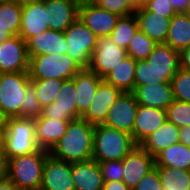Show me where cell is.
Segmentation results:
<instances>
[{"label": "cell", "instance_id": "obj_1", "mask_svg": "<svg viewBox=\"0 0 190 190\" xmlns=\"http://www.w3.org/2000/svg\"><path fill=\"white\" fill-rule=\"evenodd\" d=\"M94 127L83 118L70 121L66 132L49 153L68 163L92 159Z\"/></svg>", "mask_w": 190, "mask_h": 190}, {"label": "cell", "instance_id": "obj_2", "mask_svg": "<svg viewBox=\"0 0 190 190\" xmlns=\"http://www.w3.org/2000/svg\"><path fill=\"white\" fill-rule=\"evenodd\" d=\"M137 144L132 135L99 124L94 127V141L92 159L100 162L123 160Z\"/></svg>", "mask_w": 190, "mask_h": 190}, {"label": "cell", "instance_id": "obj_3", "mask_svg": "<svg viewBox=\"0 0 190 190\" xmlns=\"http://www.w3.org/2000/svg\"><path fill=\"white\" fill-rule=\"evenodd\" d=\"M49 151L15 156L8 159L7 178L20 190L32 189L42 184L43 166Z\"/></svg>", "mask_w": 190, "mask_h": 190}, {"label": "cell", "instance_id": "obj_4", "mask_svg": "<svg viewBox=\"0 0 190 190\" xmlns=\"http://www.w3.org/2000/svg\"><path fill=\"white\" fill-rule=\"evenodd\" d=\"M2 143L8 159L39 151L41 148L36 142L34 119L7 118Z\"/></svg>", "mask_w": 190, "mask_h": 190}, {"label": "cell", "instance_id": "obj_5", "mask_svg": "<svg viewBox=\"0 0 190 190\" xmlns=\"http://www.w3.org/2000/svg\"><path fill=\"white\" fill-rule=\"evenodd\" d=\"M82 67L68 54H42L29 56L30 79H72Z\"/></svg>", "mask_w": 190, "mask_h": 190}, {"label": "cell", "instance_id": "obj_6", "mask_svg": "<svg viewBox=\"0 0 190 190\" xmlns=\"http://www.w3.org/2000/svg\"><path fill=\"white\" fill-rule=\"evenodd\" d=\"M30 84L28 72L0 73V111L7 118H21V105Z\"/></svg>", "mask_w": 190, "mask_h": 190}, {"label": "cell", "instance_id": "obj_7", "mask_svg": "<svg viewBox=\"0 0 190 190\" xmlns=\"http://www.w3.org/2000/svg\"><path fill=\"white\" fill-rule=\"evenodd\" d=\"M68 54L82 68H88L96 48L97 36L79 19L65 31Z\"/></svg>", "mask_w": 190, "mask_h": 190}, {"label": "cell", "instance_id": "obj_8", "mask_svg": "<svg viewBox=\"0 0 190 190\" xmlns=\"http://www.w3.org/2000/svg\"><path fill=\"white\" fill-rule=\"evenodd\" d=\"M127 56L126 49L114 43L109 36L98 37L88 68L103 79Z\"/></svg>", "mask_w": 190, "mask_h": 190}, {"label": "cell", "instance_id": "obj_9", "mask_svg": "<svg viewBox=\"0 0 190 190\" xmlns=\"http://www.w3.org/2000/svg\"><path fill=\"white\" fill-rule=\"evenodd\" d=\"M78 18L97 36L105 37L112 33L119 15L101 9L90 0H81Z\"/></svg>", "mask_w": 190, "mask_h": 190}, {"label": "cell", "instance_id": "obj_10", "mask_svg": "<svg viewBox=\"0 0 190 190\" xmlns=\"http://www.w3.org/2000/svg\"><path fill=\"white\" fill-rule=\"evenodd\" d=\"M138 106L132 92H122L109 108L104 125L132 134Z\"/></svg>", "mask_w": 190, "mask_h": 190}, {"label": "cell", "instance_id": "obj_11", "mask_svg": "<svg viewBox=\"0 0 190 190\" xmlns=\"http://www.w3.org/2000/svg\"><path fill=\"white\" fill-rule=\"evenodd\" d=\"M29 56L26 41L19 35L0 44V73L28 72Z\"/></svg>", "mask_w": 190, "mask_h": 190}, {"label": "cell", "instance_id": "obj_12", "mask_svg": "<svg viewBox=\"0 0 190 190\" xmlns=\"http://www.w3.org/2000/svg\"><path fill=\"white\" fill-rule=\"evenodd\" d=\"M41 115L43 117L65 121H73L77 119L74 77L63 82L54 102L43 107Z\"/></svg>", "mask_w": 190, "mask_h": 190}, {"label": "cell", "instance_id": "obj_13", "mask_svg": "<svg viewBox=\"0 0 190 190\" xmlns=\"http://www.w3.org/2000/svg\"><path fill=\"white\" fill-rule=\"evenodd\" d=\"M47 21L48 12L45 8V0L23 1L19 36L27 41L30 37L49 30Z\"/></svg>", "mask_w": 190, "mask_h": 190}, {"label": "cell", "instance_id": "obj_14", "mask_svg": "<svg viewBox=\"0 0 190 190\" xmlns=\"http://www.w3.org/2000/svg\"><path fill=\"white\" fill-rule=\"evenodd\" d=\"M122 181L133 190L138 182L155 168V157L137 145L123 160Z\"/></svg>", "mask_w": 190, "mask_h": 190}, {"label": "cell", "instance_id": "obj_15", "mask_svg": "<svg viewBox=\"0 0 190 190\" xmlns=\"http://www.w3.org/2000/svg\"><path fill=\"white\" fill-rule=\"evenodd\" d=\"M41 186L47 190H75L71 163L49 154L44 162Z\"/></svg>", "mask_w": 190, "mask_h": 190}, {"label": "cell", "instance_id": "obj_16", "mask_svg": "<svg viewBox=\"0 0 190 190\" xmlns=\"http://www.w3.org/2000/svg\"><path fill=\"white\" fill-rule=\"evenodd\" d=\"M121 93L119 89L103 80L99 84L87 112L81 118L94 126L104 124L109 108Z\"/></svg>", "mask_w": 190, "mask_h": 190}, {"label": "cell", "instance_id": "obj_17", "mask_svg": "<svg viewBox=\"0 0 190 190\" xmlns=\"http://www.w3.org/2000/svg\"><path fill=\"white\" fill-rule=\"evenodd\" d=\"M81 0H45L49 28L64 32L78 18Z\"/></svg>", "mask_w": 190, "mask_h": 190}, {"label": "cell", "instance_id": "obj_18", "mask_svg": "<svg viewBox=\"0 0 190 190\" xmlns=\"http://www.w3.org/2000/svg\"><path fill=\"white\" fill-rule=\"evenodd\" d=\"M166 120V110L139 105L131 134L134 142L139 145Z\"/></svg>", "mask_w": 190, "mask_h": 190}, {"label": "cell", "instance_id": "obj_19", "mask_svg": "<svg viewBox=\"0 0 190 190\" xmlns=\"http://www.w3.org/2000/svg\"><path fill=\"white\" fill-rule=\"evenodd\" d=\"M133 95L139 105L166 110L174 101L171 83L134 86Z\"/></svg>", "mask_w": 190, "mask_h": 190}, {"label": "cell", "instance_id": "obj_20", "mask_svg": "<svg viewBox=\"0 0 190 190\" xmlns=\"http://www.w3.org/2000/svg\"><path fill=\"white\" fill-rule=\"evenodd\" d=\"M28 56L66 54L68 49L64 32L49 29L26 41Z\"/></svg>", "mask_w": 190, "mask_h": 190}, {"label": "cell", "instance_id": "obj_21", "mask_svg": "<svg viewBox=\"0 0 190 190\" xmlns=\"http://www.w3.org/2000/svg\"><path fill=\"white\" fill-rule=\"evenodd\" d=\"M103 81L89 68H82L75 76L77 119L81 118L88 110L99 84Z\"/></svg>", "mask_w": 190, "mask_h": 190}, {"label": "cell", "instance_id": "obj_22", "mask_svg": "<svg viewBox=\"0 0 190 190\" xmlns=\"http://www.w3.org/2000/svg\"><path fill=\"white\" fill-rule=\"evenodd\" d=\"M71 169L75 190H102L104 180L97 161L74 162Z\"/></svg>", "mask_w": 190, "mask_h": 190}, {"label": "cell", "instance_id": "obj_23", "mask_svg": "<svg viewBox=\"0 0 190 190\" xmlns=\"http://www.w3.org/2000/svg\"><path fill=\"white\" fill-rule=\"evenodd\" d=\"M138 28L156 43H165L171 18L148 11L144 6L136 8Z\"/></svg>", "mask_w": 190, "mask_h": 190}, {"label": "cell", "instance_id": "obj_24", "mask_svg": "<svg viewBox=\"0 0 190 190\" xmlns=\"http://www.w3.org/2000/svg\"><path fill=\"white\" fill-rule=\"evenodd\" d=\"M35 122L36 142L41 149L50 151L62 138L70 121L47 118L40 115Z\"/></svg>", "mask_w": 190, "mask_h": 190}, {"label": "cell", "instance_id": "obj_25", "mask_svg": "<svg viewBox=\"0 0 190 190\" xmlns=\"http://www.w3.org/2000/svg\"><path fill=\"white\" fill-rule=\"evenodd\" d=\"M178 142L179 128L166 120L161 127L146 137L139 145L155 157L162 150Z\"/></svg>", "mask_w": 190, "mask_h": 190}, {"label": "cell", "instance_id": "obj_26", "mask_svg": "<svg viewBox=\"0 0 190 190\" xmlns=\"http://www.w3.org/2000/svg\"><path fill=\"white\" fill-rule=\"evenodd\" d=\"M146 60L158 73H177L180 68L179 51L165 43H158Z\"/></svg>", "mask_w": 190, "mask_h": 190}, {"label": "cell", "instance_id": "obj_27", "mask_svg": "<svg viewBox=\"0 0 190 190\" xmlns=\"http://www.w3.org/2000/svg\"><path fill=\"white\" fill-rule=\"evenodd\" d=\"M136 60L127 56L103 80L121 92H133L135 82Z\"/></svg>", "mask_w": 190, "mask_h": 190}, {"label": "cell", "instance_id": "obj_28", "mask_svg": "<svg viewBox=\"0 0 190 190\" xmlns=\"http://www.w3.org/2000/svg\"><path fill=\"white\" fill-rule=\"evenodd\" d=\"M155 166H166L190 171V147L178 142L155 156Z\"/></svg>", "mask_w": 190, "mask_h": 190}, {"label": "cell", "instance_id": "obj_29", "mask_svg": "<svg viewBox=\"0 0 190 190\" xmlns=\"http://www.w3.org/2000/svg\"><path fill=\"white\" fill-rule=\"evenodd\" d=\"M165 44L179 52L190 45V18L186 13H177L171 18Z\"/></svg>", "mask_w": 190, "mask_h": 190}, {"label": "cell", "instance_id": "obj_30", "mask_svg": "<svg viewBox=\"0 0 190 190\" xmlns=\"http://www.w3.org/2000/svg\"><path fill=\"white\" fill-rule=\"evenodd\" d=\"M22 2L18 0H0V27H5L13 35H19L21 29Z\"/></svg>", "mask_w": 190, "mask_h": 190}, {"label": "cell", "instance_id": "obj_31", "mask_svg": "<svg viewBox=\"0 0 190 190\" xmlns=\"http://www.w3.org/2000/svg\"><path fill=\"white\" fill-rule=\"evenodd\" d=\"M162 190H189L190 171L166 166H155Z\"/></svg>", "mask_w": 190, "mask_h": 190}, {"label": "cell", "instance_id": "obj_32", "mask_svg": "<svg viewBox=\"0 0 190 190\" xmlns=\"http://www.w3.org/2000/svg\"><path fill=\"white\" fill-rule=\"evenodd\" d=\"M176 73H158L147 60H136L134 86L171 83Z\"/></svg>", "mask_w": 190, "mask_h": 190}, {"label": "cell", "instance_id": "obj_33", "mask_svg": "<svg viewBox=\"0 0 190 190\" xmlns=\"http://www.w3.org/2000/svg\"><path fill=\"white\" fill-rule=\"evenodd\" d=\"M137 29L138 21L135 14L120 16L109 37L118 46L126 49Z\"/></svg>", "mask_w": 190, "mask_h": 190}, {"label": "cell", "instance_id": "obj_34", "mask_svg": "<svg viewBox=\"0 0 190 190\" xmlns=\"http://www.w3.org/2000/svg\"><path fill=\"white\" fill-rule=\"evenodd\" d=\"M63 82L64 80H59L56 78L31 79V84L36 90L37 97L42 108L54 102L63 85Z\"/></svg>", "mask_w": 190, "mask_h": 190}, {"label": "cell", "instance_id": "obj_35", "mask_svg": "<svg viewBox=\"0 0 190 190\" xmlns=\"http://www.w3.org/2000/svg\"><path fill=\"white\" fill-rule=\"evenodd\" d=\"M157 44L138 28L131 38L126 51L128 56L134 60H145Z\"/></svg>", "mask_w": 190, "mask_h": 190}, {"label": "cell", "instance_id": "obj_36", "mask_svg": "<svg viewBox=\"0 0 190 190\" xmlns=\"http://www.w3.org/2000/svg\"><path fill=\"white\" fill-rule=\"evenodd\" d=\"M166 116L178 128L190 125V103L174 99L166 109Z\"/></svg>", "mask_w": 190, "mask_h": 190}, {"label": "cell", "instance_id": "obj_37", "mask_svg": "<svg viewBox=\"0 0 190 190\" xmlns=\"http://www.w3.org/2000/svg\"><path fill=\"white\" fill-rule=\"evenodd\" d=\"M171 84L174 99L190 103V72L179 68Z\"/></svg>", "mask_w": 190, "mask_h": 190}, {"label": "cell", "instance_id": "obj_38", "mask_svg": "<svg viewBox=\"0 0 190 190\" xmlns=\"http://www.w3.org/2000/svg\"><path fill=\"white\" fill-rule=\"evenodd\" d=\"M24 98L21 105V118L37 119L42 113V106L32 84L26 88Z\"/></svg>", "mask_w": 190, "mask_h": 190}, {"label": "cell", "instance_id": "obj_39", "mask_svg": "<svg viewBox=\"0 0 190 190\" xmlns=\"http://www.w3.org/2000/svg\"><path fill=\"white\" fill-rule=\"evenodd\" d=\"M96 6L119 16H127L134 14L136 8L130 0H90Z\"/></svg>", "mask_w": 190, "mask_h": 190}, {"label": "cell", "instance_id": "obj_40", "mask_svg": "<svg viewBox=\"0 0 190 190\" xmlns=\"http://www.w3.org/2000/svg\"><path fill=\"white\" fill-rule=\"evenodd\" d=\"M99 166L104 182L122 181L124 173L122 160L100 162Z\"/></svg>", "mask_w": 190, "mask_h": 190}, {"label": "cell", "instance_id": "obj_41", "mask_svg": "<svg viewBox=\"0 0 190 190\" xmlns=\"http://www.w3.org/2000/svg\"><path fill=\"white\" fill-rule=\"evenodd\" d=\"M144 7L148 11L168 18H172L175 14H177L169 0H151L148 1Z\"/></svg>", "mask_w": 190, "mask_h": 190}, {"label": "cell", "instance_id": "obj_42", "mask_svg": "<svg viewBox=\"0 0 190 190\" xmlns=\"http://www.w3.org/2000/svg\"><path fill=\"white\" fill-rule=\"evenodd\" d=\"M159 175L157 169L154 168L149 173H147L134 187L133 190H162Z\"/></svg>", "mask_w": 190, "mask_h": 190}, {"label": "cell", "instance_id": "obj_43", "mask_svg": "<svg viewBox=\"0 0 190 190\" xmlns=\"http://www.w3.org/2000/svg\"><path fill=\"white\" fill-rule=\"evenodd\" d=\"M180 68L190 72V45L179 52Z\"/></svg>", "mask_w": 190, "mask_h": 190}, {"label": "cell", "instance_id": "obj_44", "mask_svg": "<svg viewBox=\"0 0 190 190\" xmlns=\"http://www.w3.org/2000/svg\"><path fill=\"white\" fill-rule=\"evenodd\" d=\"M176 13H186L190 0H169Z\"/></svg>", "mask_w": 190, "mask_h": 190}, {"label": "cell", "instance_id": "obj_45", "mask_svg": "<svg viewBox=\"0 0 190 190\" xmlns=\"http://www.w3.org/2000/svg\"><path fill=\"white\" fill-rule=\"evenodd\" d=\"M102 190H130L123 181L104 182Z\"/></svg>", "mask_w": 190, "mask_h": 190}, {"label": "cell", "instance_id": "obj_46", "mask_svg": "<svg viewBox=\"0 0 190 190\" xmlns=\"http://www.w3.org/2000/svg\"><path fill=\"white\" fill-rule=\"evenodd\" d=\"M179 142L190 147V125L179 128Z\"/></svg>", "mask_w": 190, "mask_h": 190}, {"label": "cell", "instance_id": "obj_47", "mask_svg": "<svg viewBox=\"0 0 190 190\" xmlns=\"http://www.w3.org/2000/svg\"><path fill=\"white\" fill-rule=\"evenodd\" d=\"M8 158L6 155H0V180L7 177Z\"/></svg>", "mask_w": 190, "mask_h": 190}, {"label": "cell", "instance_id": "obj_48", "mask_svg": "<svg viewBox=\"0 0 190 190\" xmlns=\"http://www.w3.org/2000/svg\"><path fill=\"white\" fill-rule=\"evenodd\" d=\"M0 190H20L10 179L7 177L0 180Z\"/></svg>", "mask_w": 190, "mask_h": 190}, {"label": "cell", "instance_id": "obj_49", "mask_svg": "<svg viewBox=\"0 0 190 190\" xmlns=\"http://www.w3.org/2000/svg\"><path fill=\"white\" fill-rule=\"evenodd\" d=\"M13 35L7 30L5 27H0V44L8 39H10Z\"/></svg>", "mask_w": 190, "mask_h": 190}, {"label": "cell", "instance_id": "obj_50", "mask_svg": "<svg viewBox=\"0 0 190 190\" xmlns=\"http://www.w3.org/2000/svg\"><path fill=\"white\" fill-rule=\"evenodd\" d=\"M7 117L0 111V135H4Z\"/></svg>", "mask_w": 190, "mask_h": 190}, {"label": "cell", "instance_id": "obj_51", "mask_svg": "<svg viewBox=\"0 0 190 190\" xmlns=\"http://www.w3.org/2000/svg\"><path fill=\"white\" fill-rule=\"evenodd\" d=\"M135 8L144 6V0H130Z\"/></svg>", "mask_w": 190, "mask_h": 190}, {"label": "cell", "instance_id": "obj_52", "mask_svg": "<svg viewBox=\"0 0 190 190\" xmlns=\"http://www.w3.org/2000/svg\"><path fill=\"white\" fill-rule=\"evenodd\" d=\"M2 136L0 135V155H6L5 149H4V145L2 143Z\"/></svg>", "mask_w": 190, "mask_h": 190}, {"label": "cell", "instance_id": "obj_53", "mask_svg": "<svg viewBox=\"0 0 190 190\" xmlns=\"http://www.w3.org/2000/svg\"><path fill=\"white\" fill-rule=\"evenodd\" d=\"M26 190H47V189L43 188L42 186H39V187H34L32 189H26Z\"/></svg>", "mask_w": 190, "mask_h": 190}, {"label": "cell", "instance_id": "obj_54", "mask_svg": "<svg viewBox=\"0 0 190 190\" xmlns=\"http://www.w3.org/2000/svg\"><path fill=\"white\" fill-rule=\"evenodd\" d=\"M186 14H187V15H188V17L190 18V5H189V7H188V9H187Z\"/></svg>", "mask_w": 190, "mask_h": 190}, {"label": "cell", "instance_id": "obj_55", "mask_svg": "<svg viewBox=\"0 0 190 190\" xmlns=\"http://www.w3.org/2000/svg\"><path fill=\"white\" fill-rule=\"evenodd\" d=\"M148 1H151V0H144V5H145Z\"/></svg>", "mask_w": 190, "mask_h": 190}]
</instances>
